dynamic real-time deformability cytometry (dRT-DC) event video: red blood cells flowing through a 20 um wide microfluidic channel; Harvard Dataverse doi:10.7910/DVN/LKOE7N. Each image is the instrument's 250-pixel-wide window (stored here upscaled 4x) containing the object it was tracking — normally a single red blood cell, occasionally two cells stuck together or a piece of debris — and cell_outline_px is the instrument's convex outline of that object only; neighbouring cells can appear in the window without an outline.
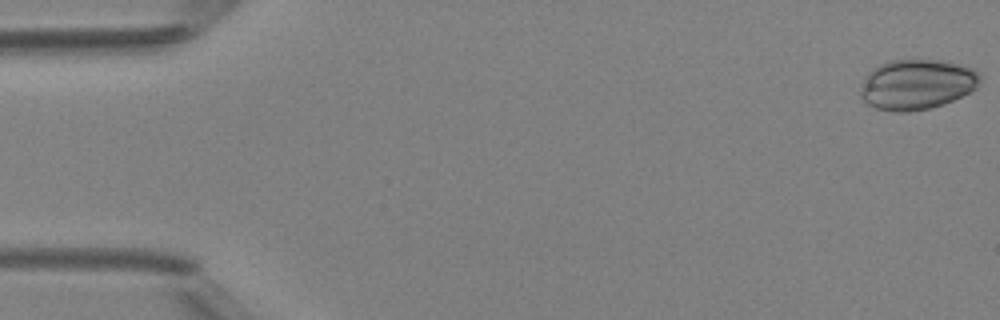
{"species": "Egyptian fruit bat (a non-hibernating species)", "species_latin": "Rousettus aegyptiacus", "temperature_condition": "room temperature", "stored_images_in_passage": 15, "camera_frame_rate_fps": 3000, "um_per_image_px": 0.085, "animal": {"sex": "female"}, "frame": {"image": 1, "passage_image": 1, "time_ms": 0.0, "image_size_px": [1000, 320], "cell_outline_px": [[980, 80], [976, 88], [944, 104], [932, 108], [908, 112], [892, 112], [876, 108], [868, 104], [860, 96], [860, 88], [864, 76], [872, 68], [888, 60], [940, 60], [972, 68], [980, 72]], "centroid_in_image_um": [77.89, 7.18], "position_along_channel_um": 7.1, "area_um2": 35.14}}
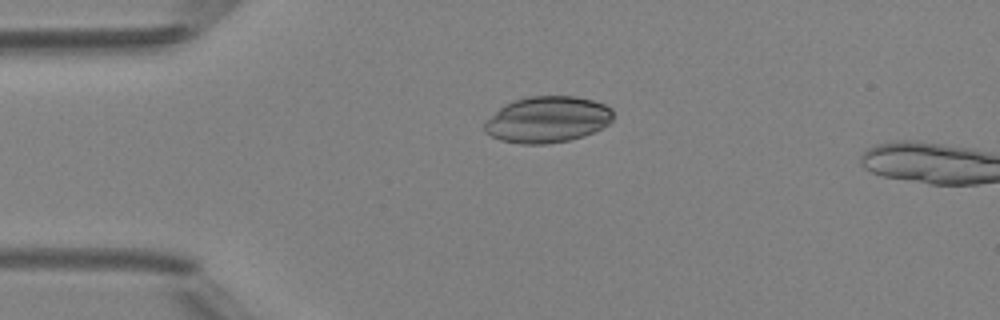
{"frame": {"image": 2, "passage_image": 12, "time_ms": 3.667, "image_size_px": [1000, 320], "cell_outline_px": [[612, 120], [608, 124], [584, 136], [568, 140], [544, 144], [520, 144], [500, 140], [484, 132], [484, 124], [504, 104], [512, 100], [528, 96], [576, 96], [592, 100], [604, 104], [612, 108]], "centroid_in_image_um": [46.52, 10.15], "position_along_channel_um": 38.5, "area_um2": 34.56}}